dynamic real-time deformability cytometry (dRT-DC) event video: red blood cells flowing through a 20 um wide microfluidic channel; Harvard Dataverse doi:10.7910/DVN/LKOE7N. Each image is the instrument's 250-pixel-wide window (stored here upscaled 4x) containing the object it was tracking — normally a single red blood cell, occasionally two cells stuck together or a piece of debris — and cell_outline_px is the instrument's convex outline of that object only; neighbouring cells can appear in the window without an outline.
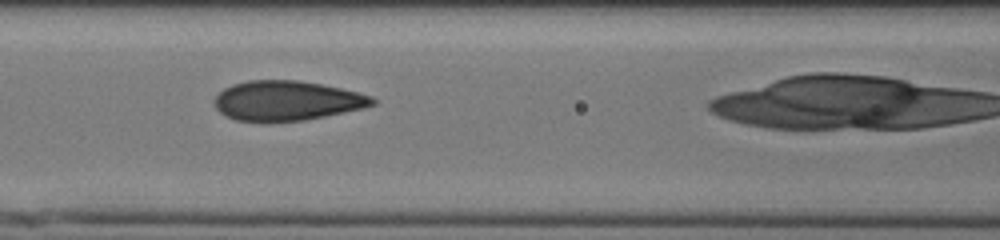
{"species": "human", "species_latin": "Homo sapiens", "temperature_condition": "cold", "stored_images_in_passage": 41, "camera_frame_rate_fps": 3000, "um_per_image_px": 0.085, "donor": {"sex": "male"}, "frame": {"image": 1, "passage_image": 21, "time_ms": 6.667, "image_size_px": [1000, 240], "cell_outline_px": [[376, 104], [364, 108], [304, 120], [268, 124], [236, 120], [224, 116], [216, 108], [212, 100], [224, 88], [232, 84], [248, 80], [300, 80], [340, 88], [372, 96], [376, 100]], "centroid_in_image_um": [24.33, 8.58], "position_along_channel_um": 142.3, "area_um2": 37.22}}
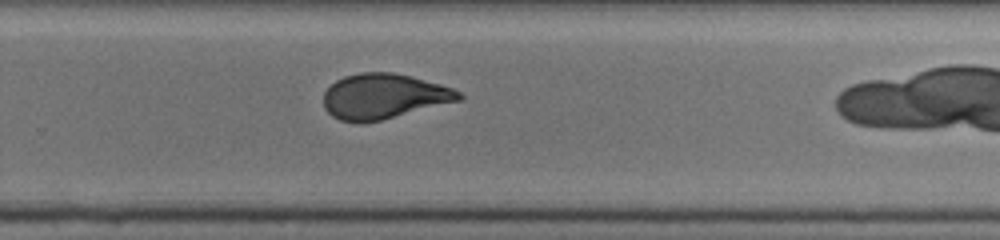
{"frame": {"image": 2, "passage_image": 33, "time_ms": 10.667, "image_size_px": [1000, 240], "cell_outline_px": [[464, 96], [460, 100], [380, 120], [360, 124], [340, 120], [332, 116], [324, 108], [324, 92], [336, 80], [344, 76], [360, 72], [392, 72], [412, 76], [440, 84], [452, 88], [460, 92]], "centroid_in_image_um": [32.59, 8.18], "position_along_channel_um": 297.2, "area_um2": 35.55}}
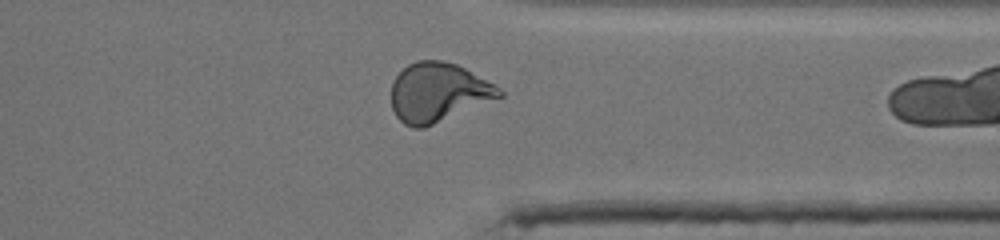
{"frame": {"image": 3, "passage_image": 39, "time_ms": 12.667, "image_size_px": [1000, 240], "cell_outline_px": [[504, 96], [424, 128], [412, 128], [404, 124], [396, 116], [392, 108], [392, 80], [408, 64], [416, 60], [444, 60], [456, 64], [464, 68], [500, 88], [504, 92]], "centroid_in_image_um": [37.23, 7.86], "position_along_channel_um": 374.2, "area_um2": 37.17}}